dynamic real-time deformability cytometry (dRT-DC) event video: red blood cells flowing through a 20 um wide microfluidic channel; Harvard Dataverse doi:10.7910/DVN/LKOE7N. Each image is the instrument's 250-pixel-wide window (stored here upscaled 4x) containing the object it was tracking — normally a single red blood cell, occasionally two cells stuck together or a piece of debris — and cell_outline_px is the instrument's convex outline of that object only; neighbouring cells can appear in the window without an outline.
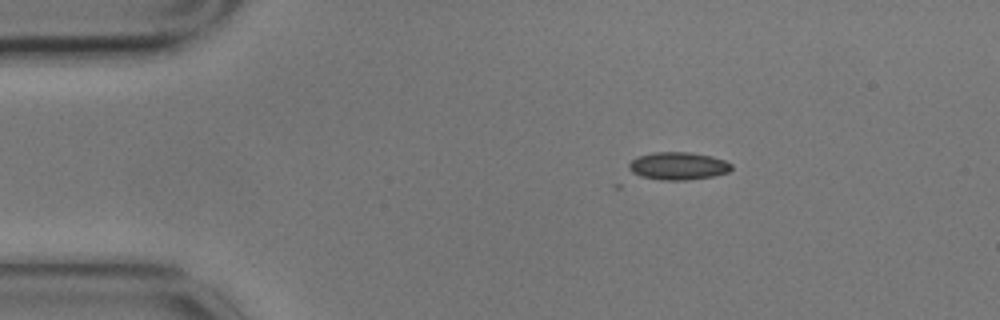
{"species": "common noctule bat (a hibernating species)", "species_latin": "Nyctalus noctula", "temperature_condition": "cold", "stored_images_in_passage": 4, "segment_of_instrument_passage": [1, 2], "camera_frame_rate_fps": 3000, "um_per_image_px": 0.085, "animal": {"sex": "male", "body_mass_g": 17.9}, "frame": {"image": 1, "passage_image": 1, "time_ms": 0.0, "image_size_px": [1000, 320], "cell_outline_px": [[732, 168], [728, 172], [712, 176], [684, 180], [660, 180], [628, 176], [628, 164], [636, 156], [656, 152], [688, 152], [712, 156], [724, 160], [732, 164]], "centroid_in_image_um": [57.52, 14.12], "position_along_channel_um": 27.5, "area_um2": 16.99}}